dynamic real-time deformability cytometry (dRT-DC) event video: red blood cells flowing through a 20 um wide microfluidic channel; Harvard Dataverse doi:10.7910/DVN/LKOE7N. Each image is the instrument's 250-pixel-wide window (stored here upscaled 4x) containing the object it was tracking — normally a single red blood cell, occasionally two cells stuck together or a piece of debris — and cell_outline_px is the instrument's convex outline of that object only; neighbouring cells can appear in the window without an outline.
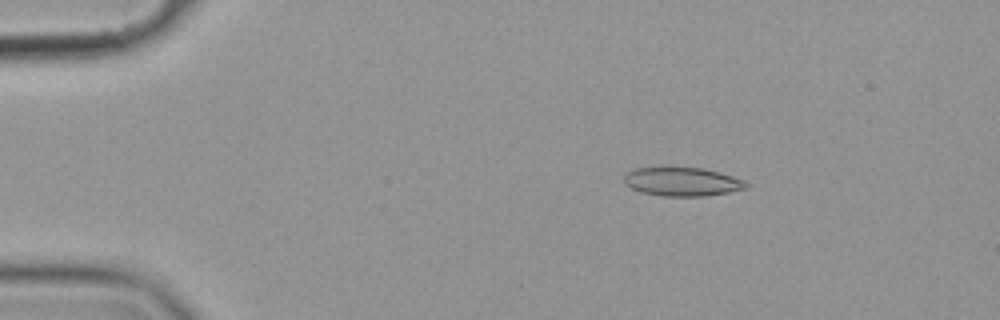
{"species": "common noctule bat (a hibernating species)", "species_latin": "Nyctalus noctula", "temperature_condition": "cold", "stored_images_in_passage": 56, "camera_frame_rate_fps": 3000, "um_per_image_px": 0.085, "animal": {"sex": "female", "body_mass_g": 19.9}, "frame": {"image": 1, "passage_image": 9, "time_ms": 2.667, "image_size_px": [1000, 320], "cell_outline_px": [[748, 188], [728, 192], [704, 196], [664, 196], [640, 192], [624, 184], [624, 176], [628, 172], [636, 168], [704, 168], [732, 176], [744, 180], [748, 184]], "centroid_in_image_um": [57.99, 15.45], "position_along_channel_um": 27.0, "area_um2": 20.23}}
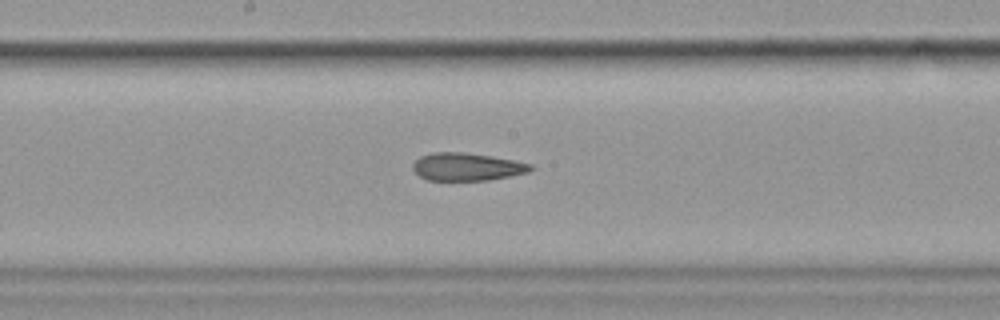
{"frame": {"image": 2, "passage_image": 30, "time_ms": 9.667, "image_size_px": [1000, 320], "cell_outline_px": [[536, 168], [528, 172], [488, 180], [428, 180], [420, 176], [412, 168], [412, 164], [420, 156], [432, 152], [464, 152], [492, 156], [516, 160], [532, 164]], "centroid_in_image_um": [39.71, 14.16], "position_along_channel_um": 208.5, "area_um2": 19.13}}
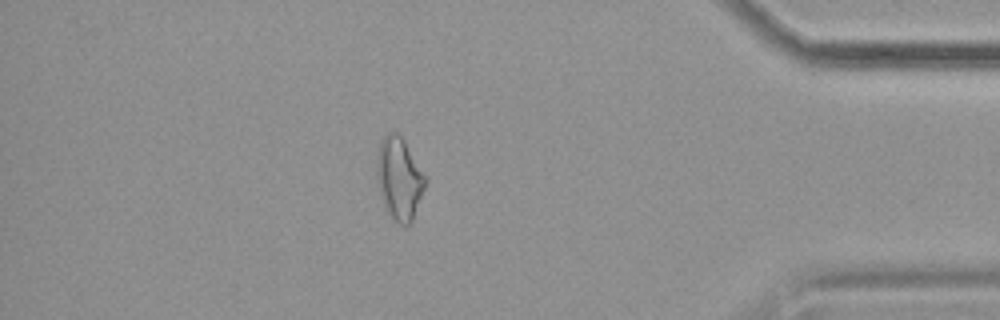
{"frame": {"image": 3, "passage_image": 49, "time_ms": 16.0, "image_size_px": [1000, 320], "cell_outline_px": [[428, 180], [412, 220], [408, 224], [400, 224], [388, 212], [380, 196], [376, 180], [376, 156], [380, 140], [388, 132], [396, 132], [404, 140]], "centroid_in_image_um": [33.91, 15.13], "position_along_channel_um": 401.3, "area_um2": 23.24}, "authors_computed_cell_mechanics": {"area_um2": 20.7213, "velocity_mm_per_s": 3.5863, "shape_relaxation_time_tau1_ms": null, "shape_relaxation_time_tau2_ms": 3.2503, "deformation_change_tau1": null, "deformation_change_tau2": 0.1258}}